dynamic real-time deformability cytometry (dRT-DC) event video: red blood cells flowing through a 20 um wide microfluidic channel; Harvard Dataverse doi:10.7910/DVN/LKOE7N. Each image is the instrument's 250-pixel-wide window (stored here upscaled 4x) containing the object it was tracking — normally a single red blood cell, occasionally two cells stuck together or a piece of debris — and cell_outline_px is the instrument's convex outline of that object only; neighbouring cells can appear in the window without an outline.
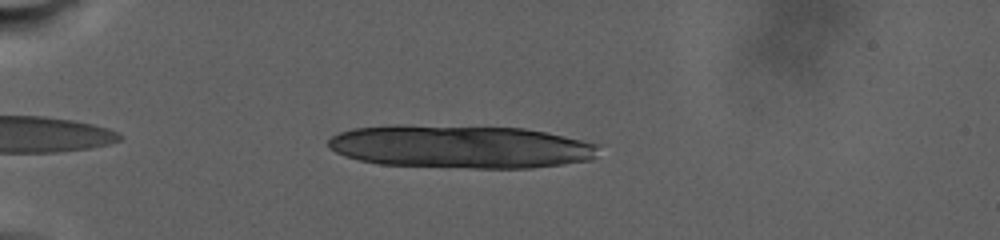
{"species": "human", "species_latin": "Homo sapiens", "temperature_condition": "warm", "stored_images_in_passage": 18, "camera_frame_rate_fps": 3000, "um_per_image_px": 0.085, "donor": {"sex": "male"}, "frame": {"image": 1, "passage_image": 4, "time_ms": 1.333, "image_size_px": [1000, 240], "cell_outline_px": [[600, 144], [596, 156], [592, 160], [564, 164], [532, 168], [472, 168], [380, 164], [360, 160], [344, 156], [328, 148], [328, 140], [332, 136], [340, 132], [352, 128], [396, 124], [524, 128], [564, 136]], "centroid_in_image_um": [39.14, 12.46], "position_along_channel_um": 45.9, "area_um2": 68.32}}
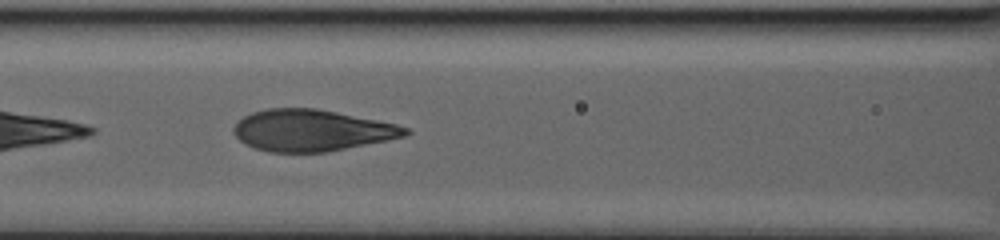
{"frame": {"image": 2, "passage_image": 15, "time_ms": 7.667, "image_size_px": [1000, 240], "cell_outline_px": [[412, 132], [404, 136], [388, 140], [324, 152], [268, 152], [252, 148], [244, 144], [232, 132], [232, 128], [244, 116], [252, 112], [264, 108], [316, 108], [396, 124], [408, 128]], "centroid_in_image_um": [26.45, 11.08], "position_along_channel_um": 140.2, "area_um2": 41.44}}
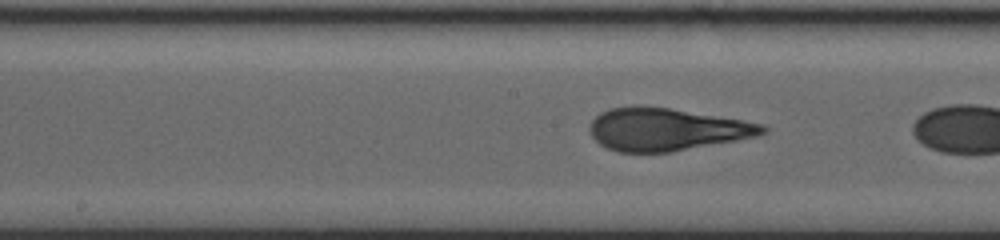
{"frame": {"image": 3, "passage_image": 17, "time_ms": 8.667, "image_size_px": [1000, 240], "cell_outline_px": [[768, 132], [756, 136], [736, 140], [672, 152], [616, 152], [600, 144], [592, 136], [588, 128], [592, 120], [600, 112], [608, 108], [632, 104], [668, 108], [744, 120], [764, 124], [768, 128]], "centroid_in_image_um": [56.62, 10.98], "position_along_channel_um": 191.6, "area_um2": 43.12}}